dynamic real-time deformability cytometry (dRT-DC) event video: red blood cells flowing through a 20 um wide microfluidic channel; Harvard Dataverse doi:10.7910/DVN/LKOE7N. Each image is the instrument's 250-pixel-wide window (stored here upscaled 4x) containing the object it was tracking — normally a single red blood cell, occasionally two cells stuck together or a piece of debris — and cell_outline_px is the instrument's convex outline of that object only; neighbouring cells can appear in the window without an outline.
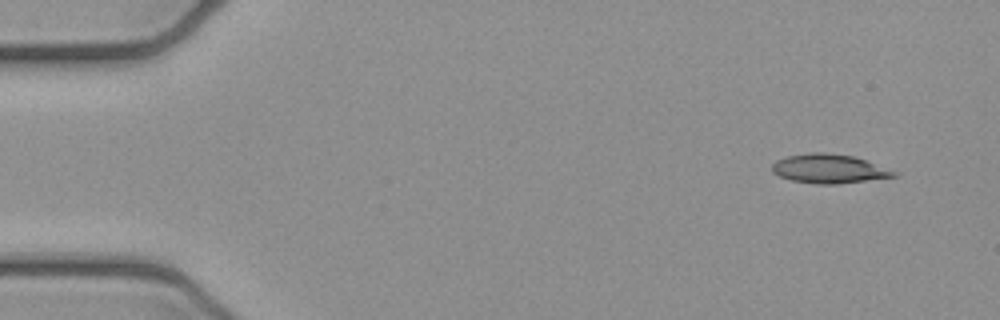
{"species": "common noctule bat (a hibernating species)", "species_latin": "Nyctalus noctula", "temperature_condition": "cold", "stored_images_in_passage": 4, "camera_frame_rate_fps": 3000, "um_per_image_px": 0.085, "animal": {"sex": "female", "body_mass_g": 21.9}, "frame": {"image": 1, "passage_image": 1, "time_ms": 0.0, "image_size_px": [1000, 320], "cell_outline_px": [[900, 176], [836, 184], [816, 184], [792, 180], [780, 176], [772, 172], [772, 164], [776, 160], [784, 156], [808, 152], [824, 152], [856, 156], [900, 172]], "centroid_in_image_um": [70.51, 14.33], "position_along_channel_um": 14.5, "area_um2": 21.04}}
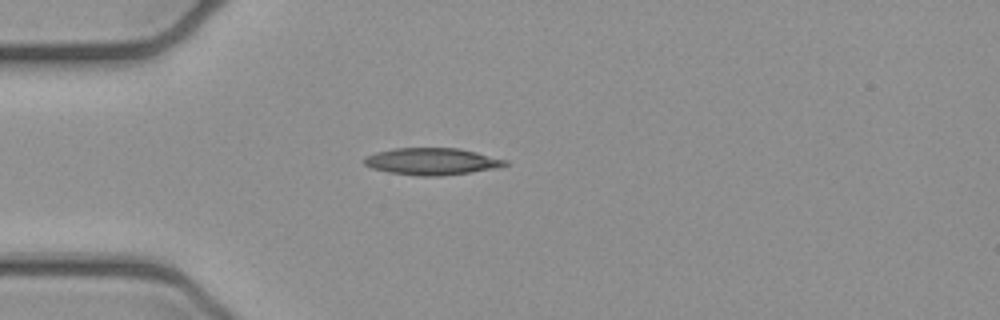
{"frame": {"image": 2, "passage_image": 4, "time_ms": 1.0, "image_size_px": [1000, 320], "cell_outline_px": [[508, 164], [500, 168], [472, 172], [440, 176], [416, 176], [388, 172], [372, 168], [364, 164], [364, 156], [376, 152], [392, 148], [460, 148], [508, 160]], "centroid_in_image_um": [36.72, 13.72], "position_along_channel_um": 48.3, "area_um2": 22.37}}